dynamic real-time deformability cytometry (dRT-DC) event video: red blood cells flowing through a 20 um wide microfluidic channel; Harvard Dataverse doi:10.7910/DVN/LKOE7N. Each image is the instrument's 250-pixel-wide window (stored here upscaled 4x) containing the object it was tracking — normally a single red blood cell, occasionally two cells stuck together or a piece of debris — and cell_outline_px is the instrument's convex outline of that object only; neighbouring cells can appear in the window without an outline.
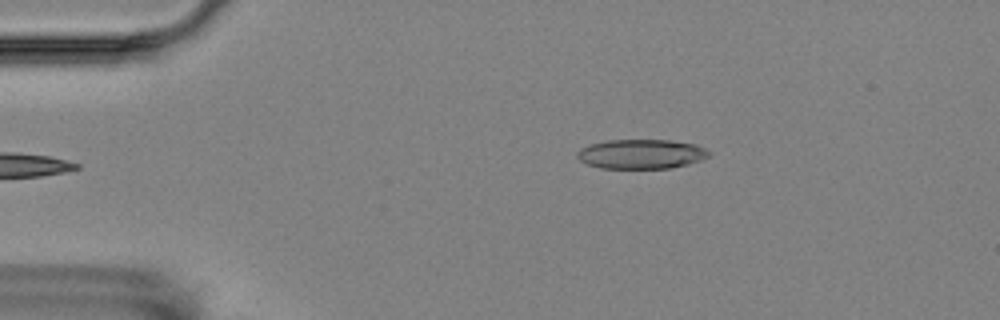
{"species": "Egyptian fruit bat (a non-hibernating species)", "species_latin": "Rousettus aegyptiacus", "temperature_condition": "room temperature", "stored_images_in_passage": 4, "camera_frame_rate_fps": 3000, "um_per_image_px": 0.085, "animal": {"sex": "female"}, "frame": {"image": 1, "passage_image": 4, "time_ms": 3.667, "image_size_px": [1000, 320], "cell_outline_px": [[712, 156], [688, 164], [668, 168], [600, 168], [588, 164], [580, 160], [576, 156], [576, 152], [580, 148], [592, 144], [608, 140], [668, 140], [696, 144], [712, 152]], "centroid_in_image_um": [54.53, 13.09], "position_along_channel_um": 30.5, "area_um2": 22.66}}